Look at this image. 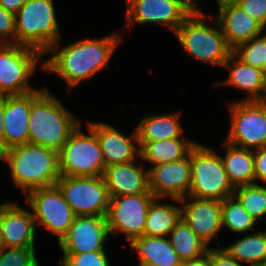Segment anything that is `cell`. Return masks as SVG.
<instances>
[{
    "instance_id": "obj_1",
    "label": "cell",
    "mask_w": 266,
    "mask_h": 266,
    "mask_svg": "<svg viewBox=\"0 0 266 266\" xmlns=\"http://www.w3.org/2000/svg\"><path fill=\"white\" fill-rule=\"evenodd\" d=\"M122 39V34L113 32L100 38L76 39L61 49L59 41L44 54L50 57L40 64V68L46 73L61 77L67 90L71 92L82 82L104 70Z\"/></svg>"
},
{
    "instance_id": "obj_2",
    "label": "cell",
    "mask_w": 266,
    "mask_h": 266,
    "mask_svg": "<svg viewBox=\"0 0 266 266\" xmlns=\"http://www.w3.org/2000/svg\"><path fill=\"white\" fill-rule=\"evenodd\" d=\"M67 110L47 87L32 91L29 144L59 152L82 120Z\"/></svg>"
},
{
    "instance_id": "obj_3",
    "label": "cell",
    "mask_w": 266,
    "mask_h": 266,
    "mask_svg": "<svg viewBox=\"0 0 266 266\" xmlns=\"http://www.w3.org/2000/svg\"><path fill=\"white\" fill-rule=\"evenodd\" d=\"M212 16L194 10L174 35L190 58L223 68L233 50L227 45L217 20H213Z\"/></svg>"
},
{
    "instance_id": "obj_4",
    "label": "cell",
    "mask_w": 266,
    "mask_h": 266,
    "mask_svg": "<svg viewBox=\"0 0 266 266\" xmlns=\"http://www.w3.org/2000/svg\"><path fill=\"white\" fill-rule=\"evenodd\" d=\"M5 163L13 184L25 195L55 185L60 178L58 152L43 146L27 143L8 149Z\"/></svg>"
},
{
    "instance_id": "obj_5",
    "label": "cell",
    "mask_w": 266,
    "mask_h": 266,
    "mask_svg": "<svg viewBox=\"0 0 266 266\" xmlns=\"http://www.w3.org/2000/svg\"><path fill=\"white\" fill-rule=\"evenodd\" d=\"M54 0H26L15 15L16 44L44 54L61 39Z\"/></svg>"
},
{
    "instance_id": "obj_6",
    "label": "cell",
    "mask_w": 266,
    "mask_h": 266,
    "mask_svg": "<svg viewBox=\"0 0 266 266\" xmlns=\"http://www.w3.org/2000/svg\"><path fill=\"white\" fill-rule=\"evenodd\" d=\"M191 189L188 196L223 201L233 196L220 155L212 147L196 143L190 150Z\"/></svg>"
},
{
    "instance_id": "obj_7",
    "label": "cell",
    "mask_w": 266,
    "mask_h": 266,
    "mask_svg": "<svg viewBox=\"0 0 266 266\" xmlns=\"http://www.w3.org/2000/svg\"><path fill=\"white\" fill-rule=\"evenodd\" d=\"M81 123L70 134L58 152L60 176H103L105 164L95 132L87 125V134Z\"/></svg>"
},
{
    "instance_id": "obj_8",
    "label": "cell",
    "mask_w": 266,
    "mask_h": 266,
    "mask_svg": "<svg viewBox=\"0 0 266 266\" xmlns=\"http://www.w3.org/2000/svg\"><path fill=\"white\" fill-rule=\"evenodd\" d=\"M230 128L224 141L230 145L266 148V103L263 101L228 102Z\"/></svg>"
},
{
    "instance_id": "obj_9",
    "label": "cell",
    "mask_w": 266,
    "mask_h": 266,
    "mask_svg": "<svg viewBox=\"0 0 266 266\" xmlns=\"http://www.w3.org/2000/svg\"><path fill=\"white\" fill-rule=\"evenodd\" d=\"M42 54L31 47L0 44V96L21 95L37 89L29 80L35 73Z\"/></svg>"
},
{
    "instance_id": "obj_10",
    "label": "cell",
    "mask_w": 266,
    "mask_h": 266,
    "mask_svg": "<svg viewBox=\"0 0 266 266\" xmlns=\"http://www.w3.org/2000/svg\"><path fill=\"white\" fill-rule=\"evenodd\" d=\"M25 199L32 210L37 230L38 227L47 229L59 243L68 233L76 215L58 185L31 190Z\"/></svg>"
},
{
    "instance_id": "obj_11",
    "label": "cell",
    "mask_w": 266,
    "mask_h": 266,
    "mask_svg": "<svg viewBox=\"0 0 266 266\" xmlns=\"http://www.w3.org/2000/svg\"><path fill=\"white\" fill-rule=\"evenodd\" d=\"M194 11L191 0H126L123 30L134 24H161L175 33Z\"/></svg>"
},
{
    "instance_id": "obj_12",
    "label": "cell",
    "mask_w": 266,
    "mask_h": 266,
    "mask_svg": "<svg viewBox=\"0 0 266 266\" xmlns=\"http://www.w3.org/2000/svg\"><path fill=\"white\" fill-rule=\"evenodd\" d=\"M56 184L76 216L107 215L110 196L103 176H60Z\"/></svg>"
},
{
    "instance_id": "obj_13",
    "label": "cell",
    "mask_w": 266,
    "mask_h": 266,
    "mask_svg": "<svg viewBox=\"0 0 266 266\" xmlns=\"http://www.w3.org/2000/svg\"><path fill=\"white\" fill-rule=\"evenodd\" d=\"M155 196L152 193L110 197L106 215L110 235L124 234L129 244L142 237L148 208Z\"/></svg>"
},
{
    "instance_id": "obj_14",
    "label": "cell",
    "mask_w": 266,
    "mask_h": 266,
    "mask_svg": "<svg viewBox=\"0 0 266 266\" xmlns=\"http://www.w3.org/2000/svg\"><path fill=\"white\" fill-rule=\"evenodd\" d=\"M109 236L106 216H75L58 245L63 254L105 251Z\"/></svg>"
},
{
    "instance_id": "obj_15",
    "label": "cell",
    "mask_w": 266,
    "mask_h": 266,
    "mask_svg": "<svg viewBox=\"0 0 266 266\" xmlns=\"http://www.w3.org/2000/svg\"><path fill=\"white\" fill-rule=\"evenodd\" d=\"M191 189L190 152L182 159L149 168V190L155 198L178 199Z\"/></svg>"
},
{
    "instance_id": "obj_16",
    "label": "cell",
    "mask_w": 266,
    "mask_h": 266,
    "mask_svg": "<svg viewBox=\"0 0 266 266\" xmlns=\"http://www.w3.org/2000/svg\"><path fill=\"white\" fill-rule=\"evenodd\" d=\"M179 201L181 219L204 243L214 247L209 243L222 231V201L191 196Z\"/></svg>"
},
{
    "instance_id": "obj_17",
    "label": "cell",
    "mask_w": 266,
    "mask_h": 266,
    "mask_svg": "<svg viewBox=\"0 0 266 266\" xmlns=\"http://www.w3.org/2000/svg\"><path fill=\"white\" fill-rule=\"evenodd\" d=\"M37 228L32 211L17 202L5 201L0 206V236L5 248L35 247Z\"/></svg>"
},
{
    "instance_id": "obj_18",
    "label": "cell",
    "mask_w": 266,
    "mask_h": 266,
    "mask_svg": "<svg viewBox=\"0 0 266 266\" xmlns=\"http://www.w3.org/2000/svg\"><path fill=\"white\" fill-rule=\"evenodd\" d=\"M86 125H88L97 136L105 167L132 162L140 157L136 128H134V132L128 136L109 123L87 120Z\"/></svg>"
},
{
    "instance_id": "obj_19",
    "label": "cell",
    "mask_w": 266,
    "mask_h": 266,
    "mask_svg": "<svg viewBox=\"0 0 266 266\" xmlns=\"http://www.w3.org/2000/svg\"><path fill=\"white\" fill-rule=\"evenodd\" d=\"M145 166L139 157L132 162L105 167L103 179L109 196L152 193L149 190V169Z\"/></svg>"
},
{
    "instance_id": "obj_20",
    "label": "cell",
    "mask_w": 266,
    "mask_h": 266,
    "mask_svg": "<svg viewBox=\"0 0 266 266\" xmlns=\"http://www.w3.org/2000/svg\"><path fill=\"white\" fill-rule=\"evenodd\" d=\"M217 6L218 13L215 19L226 38L227 45L232 50L238 45L260 36L265 30L234 1L224 2Z\"/></svg>"
},
{
    "instance_id": "obj_21",
    "label": "cell",
    "mask_w": 266,
    "mask_h": 266,
    "mask_svg": "<svg viewBox=\"0 0 266 266\" xmlns=\"http://www.w3.org/2000/svg\"><path fill=\"white\" fill-rule=\"evenodd\" d=\"M32 92L4 96V135L8 149L29 143Z\"/></svg>"
},
{
    "instance_id": "obj_22",
    "label": "cell",
    "mask_w": 266,
    "mask_h": 266,
    "mask_svg": "<svg viewBox=\"0 0 266 266\" xmlns=\"http://www.w3.org/2000/svg\"><path fill=\"white\" fill-rule=\"evenodd\" d=\"M228 71L227 78L214 82L212 86H228L241 90L247 97L241 101H262L266 91V72L244 64L233 53L223 65ZM247 92V93H246Z\"/></svg>"
},
{
    "instance_id": "obj_23",
    "label": "cell",
    "mask_w": 266,
    "mask_h": 266,
    "mask_svg": "<svg viewBox=\"0 0 266 266\" xmlns=\"http://www.w3.org/2000/svg\"><path fill=\"white\" fill-rule=\"evenodd\" d=\"M181 114L172 112L167 114H147L135 126L138 136L139 148L147 142L156 140L188 138L185 137L184 128L180 123Z\"/></svg>"
},
{
    "instance_id": "obj_24",
    "label": "cell",
    "mask_w": 266,
    "mask_h": 266,
    "mask_svg": "<svg viewBox=\"0 0 266 266\" xmlns=\"http://www.w3.org/2000/svg\"><path fill=\"white\" fill-rule=\"evenodd\" d=\"M129 246L138 253V263L155 266H182V261L168 237L145 236L135 238Z\"/></svg>"
},
{
    "instance_id": "obj_25",
    "label": "cell",
    "mask_w": 266,
    "mask_h": 266,
    "mask_svg": "<svg viewBox=\"0 0 266 266\" xmlns=\"http://www.w3.org/2000/svg\"><path fill=\"white\" fill-rule=\"evenodd\" d=\"M224 157L220 156L227 177L233 187L256 184L253 150L222 142Z\"/></svg>"
},
{
    "instance_id": "obj_26",
    "label": "cell",
    "mask_w": 266,
    "mask_h": 266,
    "mask_svg": "<svg viewBox=\"0 0 266 266\" xmlns=\"http://www.w3.org/2000/svg\"><path fill=\"white\" fill-rule=\"evenodd\" d=\"M170 200L176 204L169 201L167 203V201H164V198H154L152 200L148 208L143 235L168 237L169 233L181 221L180 201L173 198H170Z\"/></svg>"
},
{
    "instance_id": "obj_27",
    "label": "cell",
    "mask_w": 266,
    "mask_h": 266,
    "mask_svg": "<svg viewBox=\"0 0 266 266\" xmlns=\"http://www.w3.org/2000/svg\"><path fill=\"white\" fill-rule=\"evenodd\" d=\"M197 143L190 138H174L147 142L140 149V158L144 164L152 166L173 162L184 158Z\"/></svg>"
},
{
    "instance_id": "obj_28",
    "label": "cell",
    "mask_w": 266,
    "mask_h": 266,
    "mask_svg": "<svg viewBox=\"0 0 266 266\" xmlns=\"http://www.w3.org/2000/svg\"><path fill=\"white\" fill-rule=\"evenodd\" d=\"M221 248L242 264L262 266L266 262V230L247 233L234 243Z\"/></svg>"
},
{
    "instance_id": "obj_29",
    "label": "cell",
    "mask_w": 266,
    "mask_h": 266,
    "mask_svg": "<svg viewBox=\"0 0 266 266\" xmlns=\"http://www.w3.org/2000/svg\"><path fill=\"white\" fill-rule=\"evenodd\" d=\"M168 239L182 263L200 257L210 248L182 219L169 233Z\"/></svg>"
},
{
    "instance_id": "obj_30",
    "label": "cell",
    "mask_w": 266,
    "mask_h": 266,
    "mask_svg": "<svg viewBox=\"0 0 266 266\" xmlns=\"http://www.w3.org/2000/svg\"><path fill=\"white\" fill-rule=\"evenodd\" d=\"M254 219L233 195L222 201V229H228L237 234L254 231L257 225Z\"/></svg>"
},
{
    "instance_id": "obj_31",
    "label": "cell",
    "mask_w": 266,
    "mask_h": 266,
    "mask_svg": "<svg viewBox=\"0 0 266 266\" xmlns=\"http://www.w3.org/2000/svg\"><path fill=\"white\" fill-rule=\"evenodd\" d=\"M250 184L235 187L233 195L257 221L266 215V185Z\"/></svg>"
},
{
    "instance_id": "obj_32",
    "label": "cell",
    "mask_w": 266,
    "mask_h": 266,
    "mask_svg": "<svg viewBox=\"0 0 266 266\" xmlns=\"http://www.w3.org/2000/svg\"><path fill=\"white\" fill-rule=\"evenodd\" d=\"M233 54L244 64L266 72V29L260 36L238 45Z\"/></svg>"
},
{
    "instance_id": "obj_33",
    "label": "cell",
    "mask_w": 266,
    "mask_h": 266,
    "mask_svg": "<svg viewBox=\"0 0 266 266\" xmlns=\"http://www.w3.org/2000/svg\"><path fill=\"white\" fill-rule=\"evenodd\" d=\"M0 266H40L35 247L5 248L0 252Z\"/></svg>"
},
{
    "instance_id": "obj_34",
    "label": "cell",
    "mask_w": 266,
    "mask_h": 266,
    "mask_svg": "<svg viewBox=\"0 0 266 266\" xmlns=\"http://www.w3.org/2000/svg\"><path fill=\"white\" fill-rule=\"evenodd\" d=\"M106 251L63 254L59 266H111Z\"/></svg>"
},
{
    "instance_id": "obj_35",
    "label": "cell",
    "mask_w": 266,
    "mask_h": 266,
    "mask_svg": "<svg viewBox=\"0 0 266 266\" xmlns=\"http://www.w3.org/2000/svg\"><path fill=\"white\" fill-rule=\"evenodd\" d=\"M16 43L15 15L0 7V44Z\"/></svg>"
},
{
    "instance_id": "obj_36",
    "label": "cell",
    "mask_w": 266,
    "mask_h": 266,
    "mask_svg": "<svg viewBox=\"0 0 266 266\" xmlns=\"http://www.w3.org/2000/svg\"><path fill=\"white\" fill-rule=\"evenodd\" d=\"M234 2L266 29V0H234Z\"/></svg>"
},
{
    "instance_id": "obj_37",
    "label": "cell",
    "mask_w": 266,
    "mask_h": 266,
    "mask_svg": "<svg viewBox=\"0 0 266 266\" xmlns=\"http://www.w3.org/2000/svg\"><path fill=\"white\" fill-rule=\"evenodd\" d=\"M211 264L212 266H243L222 249L219 242L216 247H211Z\"/></svg>"
},
{
    "instance_id": "obj_38",
    "label": "cell",
    "mask_w": 266,
    "mask_h": 266,
    "mask_svg": "<svg viewBox=\"0 0 266 266\" xmlns=\"http://www.w3.org/2000/svg\"><path fill=\"white\" fill-rule=\"evenodd\" d=\"M256 184L261 182L266 185V148L253 150Z\"/></svg>"
},
{
    "instance_id": "obj_39",
    "label": "cell",
    "mask_w": 266,
    "mask_h": 266,
    "mask_svg": "<svg viewBox=\"0 0 266 266\" xmlns=\"http://www.w3.org/2000/svg\"><path fill=\"white\" fill-rule=\"evenodd\" d=\"M182 266H212L211 264V247L208 252L193 260L182 263Z\"/></svg>"
},
{
    "instance_id": "obj_40",
    "label": "cell",
    "mask_w": 266,
    "mask_h": 266,
    "mask_svg": "<svg viewBox=\"0 0 266 266\" xmlns=\"http://www.w3.org/2000/svg\"><path fill=\"white\" fill-rule=\"evenodd\" d=\"M26 0H0V7L16 15Z\"/></svg>"
},
{
    "instance_id": "obj_41",
    "label": "cell",
    "mask_w": 266,
    "mask_h": 266,
    "mask_svg": "<svg viewBox=\"0 0 266 266\" xmlns=\"http://www.w3.org/2000/svg\"><path fill=\"white\" fill-rule=\"evenodd\" d=\"M4 96H0V137L4 135Z\"/></svg>"
},
{
    "instance_id": "obj_42",
    "label": "cell",
    "mask_w": 266,
    "mask_h": 266,
    "mask_svg": "<svg viewBox=\"0 0 266 266\" xmlns=\"http://www.w3.org/2000/svg\"><path fill=\"white\" fill-rule=\"evenodd\" d=\"M8 154V148L6 147L3 138L0 137V162L6 161V156Z\"/></svg>"
},
{
    "instance_id": "obj_43",
    "label": "cell",
    "mask_w": 266,
    "mask_h": 266,
    "mask_svg": "<svg viewBox=\"0 0 266 266\" xmlns=\"http://www.w3.org/2000/svg\"><path fill=\"white\" fill-rule=\"evenodd\" d=\"M199 1L201 2V0H191L192 7L196 11H203V10H201V8H198L199 7ZM214 1H216V4L219 5L221 3L230 2V1H234V0H214Z\"/></svg>"
},
{
    "instance_id": "obj_44",
    "label": "cell",
    "mask_w": 266,
    "mask_h": 266,
    "mask_svg": "<svg viewBox=\"0 0 266 266\" xmlns=\"http://www.w3.org/2000/svg\"><path fill=\"white\" fill-rule=\"evenodd\" d=\"M139 266H155V265H152V264H148V263H138Z\"/></svg>"
},
{
    "instance_id": "obj_45",
    "label": "cell",
    "mask_w": 266,
    "mask_h": 266,
    "mask_svg": "<svg viewBox=\"0 0 266 266\" xmlns=\"http://www.w3.org/2000/svg\"><path fill=\"white\" fill-rule=\"evenodd\" d=\"M2 249H3V245H2L1 236H0V252L2 251Z\"/></svg>"
},
{
    "instance_id": "obj_46",
    "label": "cell",
    "mask_w": 266,
    "mask_h": 266,
    "mask_svg": "<svg viewBox=\"0 0 266 266\" xmlns=\"http://www.w3.org/2000/svg\"><path fill=\"white\" fill-rule=\"evenodd\" d=\"M262 101L266 103V91H265V94H264V96L262 98Z\"/></svg>"
}]
</instances>
